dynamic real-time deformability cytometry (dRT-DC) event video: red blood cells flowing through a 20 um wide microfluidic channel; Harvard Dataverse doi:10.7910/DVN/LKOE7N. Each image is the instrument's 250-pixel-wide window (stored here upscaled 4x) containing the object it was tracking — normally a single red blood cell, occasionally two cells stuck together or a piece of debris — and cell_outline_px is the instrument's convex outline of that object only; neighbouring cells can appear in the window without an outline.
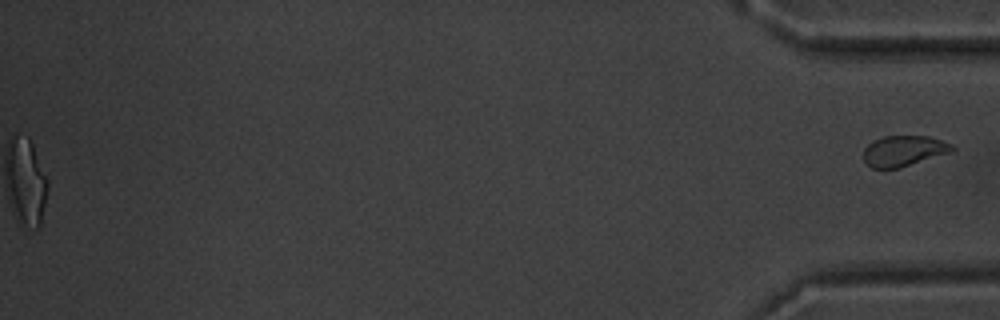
{"species": "common noctule bat (a hibernating species)", "species_latin": "Nyctalus noctula", "temperature_condition": "warm", "stored_images_in_passage": 41, "segment_of_instrument_passage": [2, 2], "camera_frame_rate_fps": 3000, "um_per_image_px": 0.085, "animal": {"sex": "male", "body_mass_g": 20.1, "forearm_length_mm": 53.5}, "frame": {"image": 1, "passage_image": 41, "time_ms": 13.333, "image_size_px": [1000, 320], "cell_outline_px": [[956, 148], [952, 152], [900, 168], [872, 168], [864, 160], [864, 148], [872, 140], [884, 136], [928, 136], [952, 144]], "centroid_in_image_um": [76.83, 12.82], "position_along_channel_um": 358.4, "area_um2": 15.9}}